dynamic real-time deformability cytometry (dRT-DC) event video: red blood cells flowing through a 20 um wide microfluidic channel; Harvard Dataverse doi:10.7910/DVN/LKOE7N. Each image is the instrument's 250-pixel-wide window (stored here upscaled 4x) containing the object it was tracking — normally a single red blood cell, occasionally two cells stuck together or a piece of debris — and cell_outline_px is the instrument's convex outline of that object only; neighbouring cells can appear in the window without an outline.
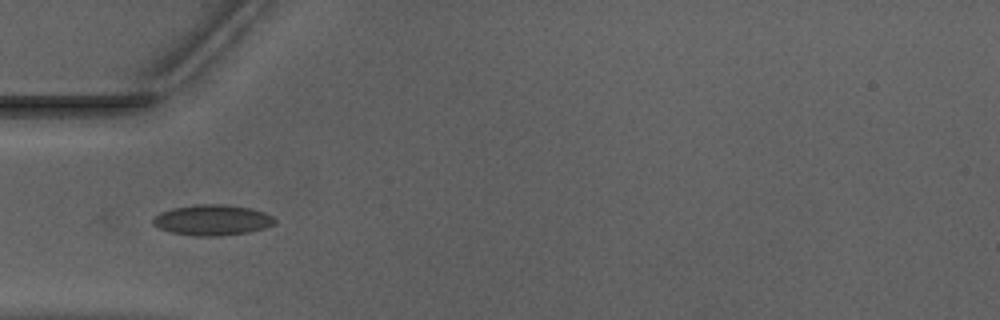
{"species": "Egyptian fruit bat (a non-hibernating species)", "species_latin": "Rousettus aegyptiacus", "temperature_condition": "warm", "stored_images_in_passage": 33, "camera_frame_rate_fps": 3000, "um_per_image_px": 0.085, "animal": {"sex": "male"}, "frame": {"image": 1, "passage_image": 1, "time_ms": 0.0, "image_size_px": [1000, 320], "cell_outline_px": [[276, 224], [264, 228], [248, 232], [220, 236], [196, 236], [168, 232], [152, 224], [152, 220], [160, 212], [172, 208], [196, 204], [224, 204], [248, 208], [264, 212], [272, 216], [276, 220]], "centroid_in_image_um": [18.04, 18.71], "position_along_channel_um": 67.0, "area_um2": 21.79}}
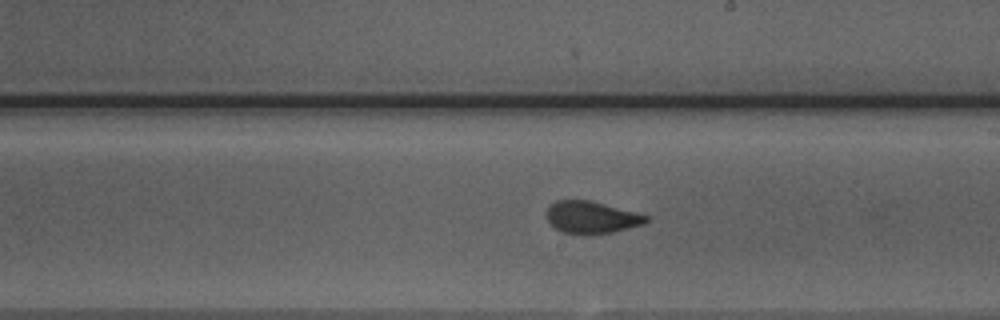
{"frame": {"image": 2, "passage_image": 14, "time_ms": 4.333, "image_size_px": [1000, 320], "cell_outline_px": [[648, 220], [644, 224], [612, 232], [588, 236], [564, 232], [556, 228], [548, 220], [548, 204], [556, 200], [592, 200], [636, 212], [648, 216]], "centroid_in_image_um": [50.29, 18.47], "position_along_channel_um": 238.7, "area_um2": 18.79}}
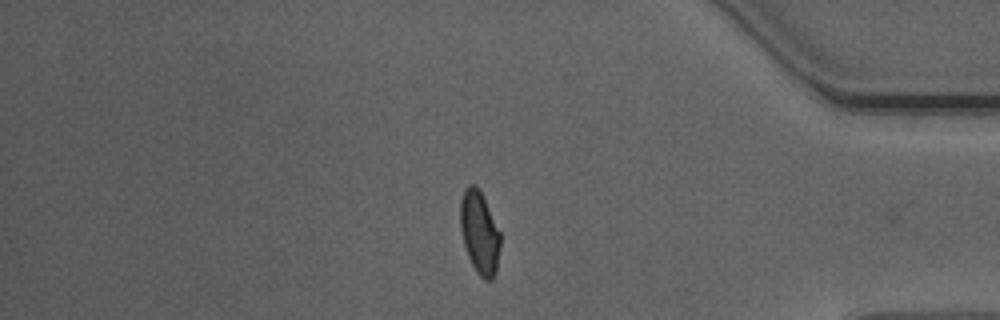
{"frame": {"image": 3, "passage_image": 28, "time_ms": 9.0, "image_size_px": [1000, 320], "cell_outline_px": [[500, 244], [496, 272], [492, 280], [484, 280], [476, 272], [468, 256], [464, 244], [460, 228], [460, 200], [464, 188], [468, 184], [472, 184], [480, 192], [500, 232]], "centroid_in_image_um": [40.74, 19.8], "position_along_channel_um": 394.5, "area_um2": 19.07}, "authors_computed_cell_mechanics": {"area_um2": 19.4208, "velocity_mm_per_s": 3.969, "shape_relaxation_time_tau1_ms": 4.5694, "shape_relaxation_time_tau2_ms": 0.7978, "deformation_change_tau1": 0.1563, "deformation_change_tau2": 0.0394}}